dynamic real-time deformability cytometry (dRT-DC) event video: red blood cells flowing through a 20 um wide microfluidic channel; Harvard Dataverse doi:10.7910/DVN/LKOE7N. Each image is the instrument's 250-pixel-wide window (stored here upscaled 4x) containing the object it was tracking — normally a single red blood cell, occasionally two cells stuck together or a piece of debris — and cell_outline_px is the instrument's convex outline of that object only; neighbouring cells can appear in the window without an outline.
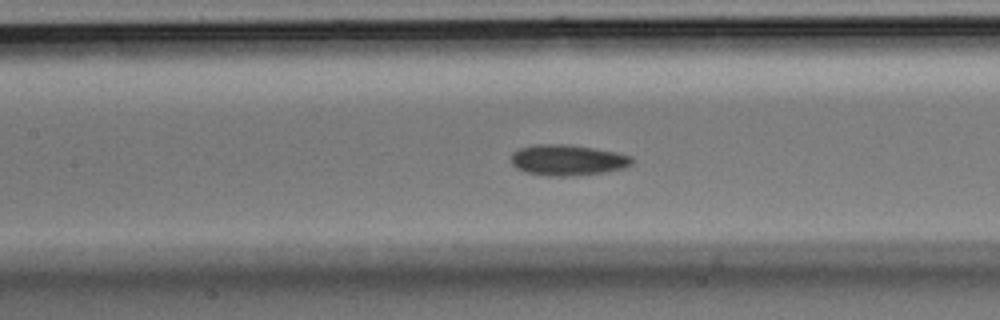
{"species": "Egyptian fruit bat (a non-hibernating species)", "species_latin": "Rousettus aegyptiacus", "temperature_condition": "room temperature", "stored_images_in_passage": 37, "camera_frame_rate_fps": 3000, "um_per_image_px": 0.085, "animal": {"sex": "male"}, "frame": {"image": 1, "passage_image": 16, "time_ms": 5.0, "image_size_px": [1000, 320], "cell_outline_px": [[632, 164], [624, 168], [604, 172], [564, 176], [548, 176], [528, 172], [516, 168], [512, 164], [512, 152], [520, 148], [532, 144], [568, 144], [596, 148], [616, 152], [632, 156]], "centroid_in_image_um": [48.24, 13.59], "position_along_channel_um": 159.2, "area_um2": 21.68}}